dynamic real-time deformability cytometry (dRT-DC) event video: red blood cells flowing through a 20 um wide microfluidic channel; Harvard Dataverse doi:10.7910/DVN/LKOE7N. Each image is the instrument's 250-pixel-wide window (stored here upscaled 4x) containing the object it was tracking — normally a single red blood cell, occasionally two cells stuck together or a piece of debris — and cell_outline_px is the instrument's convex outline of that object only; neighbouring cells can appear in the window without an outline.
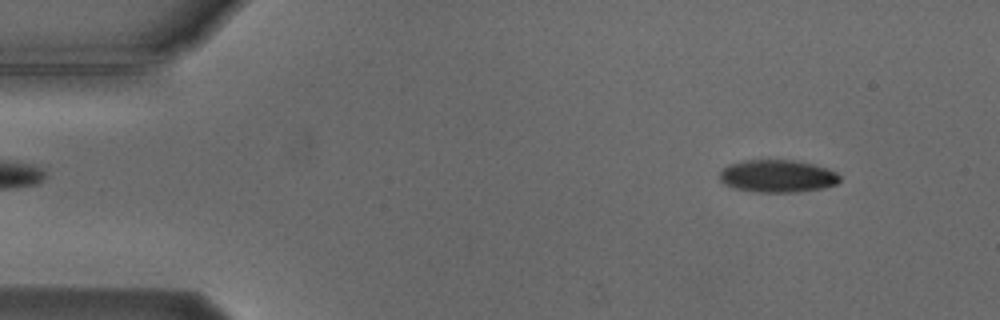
{"species": "Egyptian fruit bat (a non-hibernating species)", "species_latin": "Rousettus aegyptiacus", "temperature_condition": "cold", "stored_images_in_passage": 3, "camera_frame_rate_fps": 3000, "um_per_image_px": 0.085, "animal": {"sex": "male"}, "frame": {"image": 1, "passage_image": 1, "time_ms": 0.0, "image_size_px": [1000, 320], "cell_outline_px": [[840, 180], [836, 184], [824, 188], [796, 192], [752, 192], [732, 188], [724, 184], [720, 180], [720, 172], [728, 164], [744, 160], [792, 160], [812, 164], [828, 168], [836, 172], [840, 176]], "centroid_in_image_um": [66.07, 14.98], "position_along_channel_um": 18.9, "area_um2": 22.95}}
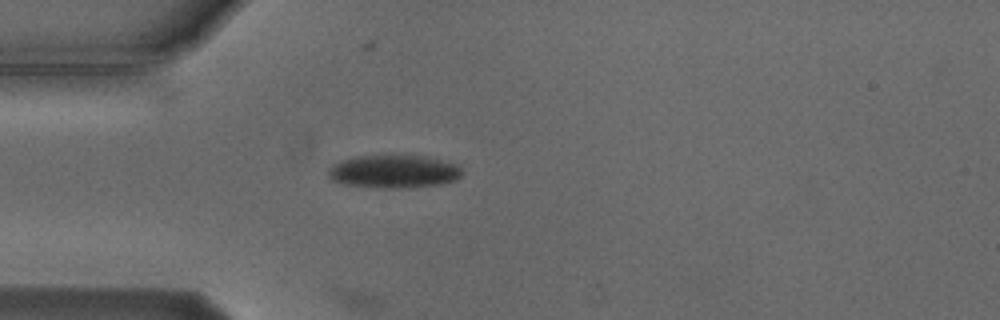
{"frame": {"image": 2, "passage_image": 3, "time_ms": 3.0, "image_size_px": [1000, 320], "cell_outline_px": [[464, 172], [456, 180], [444, 184], [412, 188], [380, 188], [344, 184], [332, 180], [328, 176], [328, 168], [332, 164], [340, 160], [360, 156], [424, 156], [460, 164]], "centroid_in_image_um": [33.52, 14.59], "position_along_channel_um": 51.5, "area_um2": 26.13}}